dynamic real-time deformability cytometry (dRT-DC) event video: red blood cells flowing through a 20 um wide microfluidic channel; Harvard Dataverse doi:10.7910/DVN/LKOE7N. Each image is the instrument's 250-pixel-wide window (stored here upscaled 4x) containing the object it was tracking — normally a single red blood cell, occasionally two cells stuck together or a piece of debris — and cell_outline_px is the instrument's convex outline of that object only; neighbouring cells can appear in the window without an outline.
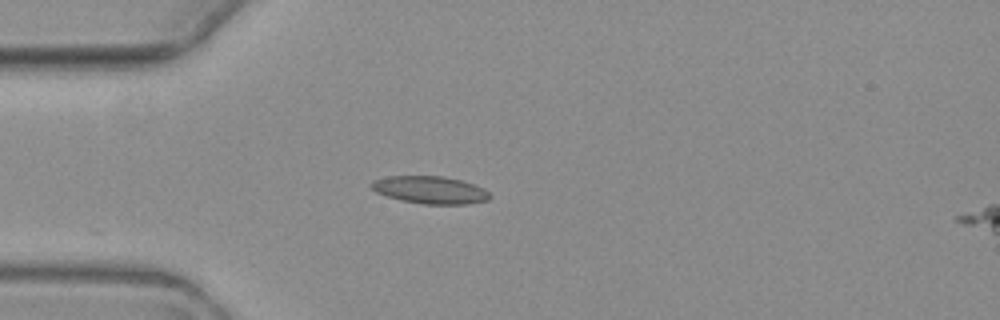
{"species": "common noctule bat (a hibernating species)", "species_latin": "Nyctalus noctula", "temperature_condition": "warm", "stored_images_in_passage": 5, "camera_frame_rate_fps": 3000, "um_per_image_px": 0.085, "animal": {"sex": "female", "body_mass_g": 19.3, "forearm_length_mm": 54.1}, "frame": {"image": 1, "passage_image": 4, "time_ms": 4.667, "image_size_px": [1000, 320], "cell_outline_px": [[492, 196], [488, 200], [468, 204], [424, 204], [400, 200], [376, 192], [368, 184], [372, 180], [388, 176], [444, 176], [460, 180], [472, 184], [488, 192]], "centroid_in_image_um": [36.52, 16.14], "position_along_channel_um": 48.5, "area_um2": 18.9}}